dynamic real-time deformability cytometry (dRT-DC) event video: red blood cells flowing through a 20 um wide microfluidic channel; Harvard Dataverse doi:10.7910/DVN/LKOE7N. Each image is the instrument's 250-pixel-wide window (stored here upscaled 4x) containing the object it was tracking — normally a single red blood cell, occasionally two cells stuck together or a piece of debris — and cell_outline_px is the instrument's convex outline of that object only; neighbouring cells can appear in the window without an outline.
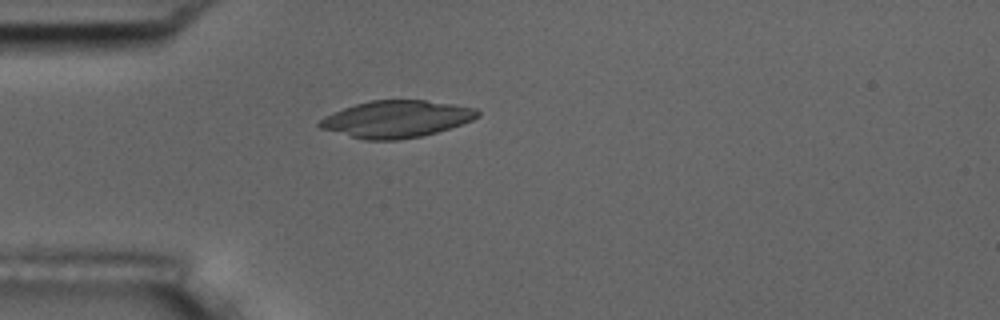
{"species": "common noctule bat (a hibernating species)", "species_latin": "Nyctalus noctula", "temperature_condition": "room temperature", "stored_images_in_passage": 41, "camera_frame_rate_fps": 3000, "um_per_image_px": 0.085, "animal": {"sex": "male", "body_mass_g": 17.5, "forearm_length_mm": 52.3}, "frame": {"image": 1, "passage_image": 1, "time_ms": 0.0, "image_size_px": [1000, 320], "cell_outline_px": [[480, 116], [472, 120], [436, 132], [420, 136], [400, 140], [364, 140], [320, 128], [316, 124], [324, 116], [344, 108], [356, 104], [372, 100], [424, 100], [452, 104], [476, 108], [480, 112]], "centroid_in_image_um": [33.68, 10.12], "position_along_channel_um": 51.3, "area_um2": 33.81}}
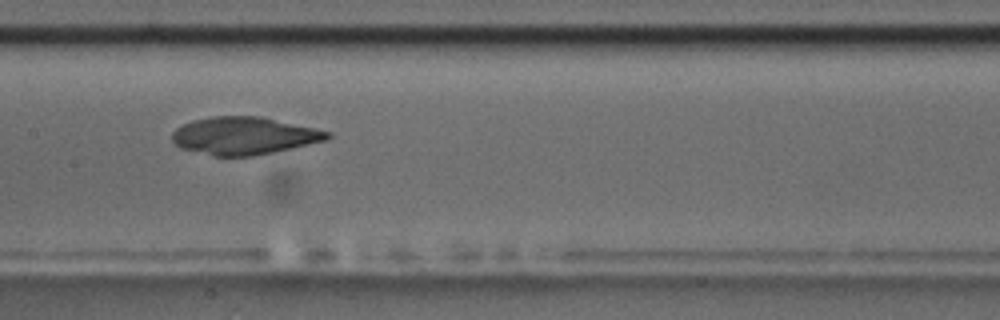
{"frame": {"image": 2, "passage_image": 13, "time_ms": 4.0, "image_size_px": [1000, 320], "cell_outline_px": [[332, 136], [324, 140], [292, 148], [252, 156], [216, 156], [180, 148], [172, 140], [172, 132], [176, 128], [192, 120], [212, 116], [260, 116], [332, 132]], "centroid_in_image_um": [20.72, 11.53], "position_along_channel_um": 186.7, "area_um2": 33.76}}
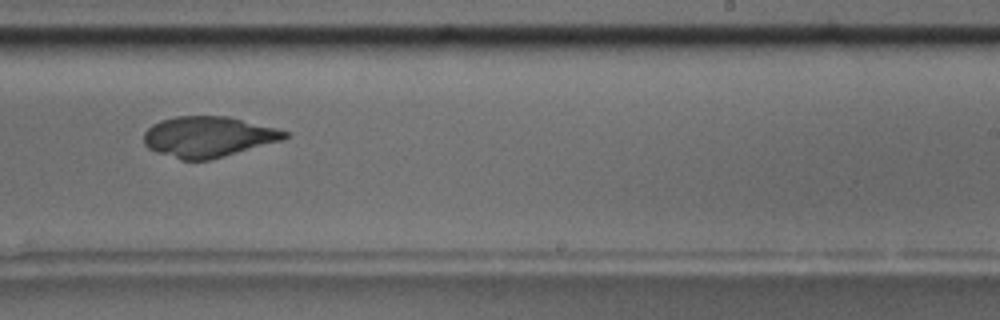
{"frame": {"image": 3, "passage_image": 20, "time_ms": 6.333, "image_size_px": [1000, 320], "cell_outline_px": [[288, 136], [280, 140], [224, 156], [208, 160], [180, 160], [156, 152], [148, 148], [144, 144], [144, 132], [152, 124], [160, 120], [176, 116], [228, 116], [276, 128], [288, 132]], "centroid_in_image_um": [17.64, 11.62], "position_along_channel_um": 271.4, "area_um2": 33.18}}